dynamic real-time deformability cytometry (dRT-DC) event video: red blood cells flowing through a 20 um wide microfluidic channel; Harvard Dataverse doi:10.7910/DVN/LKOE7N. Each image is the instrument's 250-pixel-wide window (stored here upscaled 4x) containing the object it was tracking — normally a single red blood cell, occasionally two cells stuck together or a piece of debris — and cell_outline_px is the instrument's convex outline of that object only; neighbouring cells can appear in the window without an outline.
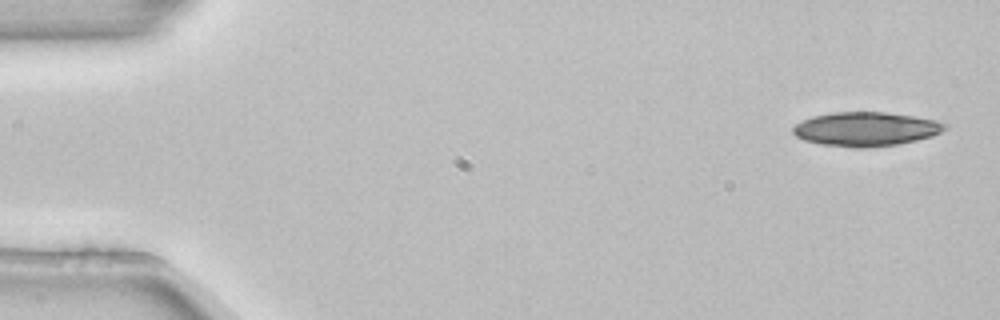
{"species": "common noctule bat (a hibernating species)", "species_latin": "Nyctalus noctula", "temperature_condition": "room temperature", "stored_images_in_passage": 5, "segment_of_instrument_passage": [1, 2], "camera_frame_rate_fps": 3000, "um_per_image_px": 0.085, "animal": {"sex": "female", "body_mass_g": 22.7, "forearm_length_mm": 54.2}, "frame": {"image": 1, "passage_image": 1, "time_ms": 0.0, "image_size_px": [1000, 320], "cell_outline_px": [[948, 124], [940, 132], [932, 136], [916, 140], [896, 144], [864, 148], [852, 148], [820, 144], [804, 140], [796, 136], [792, 132], [792, 128], [796, 124], [812, 116], [832, 112], [884, 112], [916, 116], [936, 120]], "centroid_in_image_um": [73.58, 10.97], "position_along_channel_um": 11.4, "area_um2": 30.17}}